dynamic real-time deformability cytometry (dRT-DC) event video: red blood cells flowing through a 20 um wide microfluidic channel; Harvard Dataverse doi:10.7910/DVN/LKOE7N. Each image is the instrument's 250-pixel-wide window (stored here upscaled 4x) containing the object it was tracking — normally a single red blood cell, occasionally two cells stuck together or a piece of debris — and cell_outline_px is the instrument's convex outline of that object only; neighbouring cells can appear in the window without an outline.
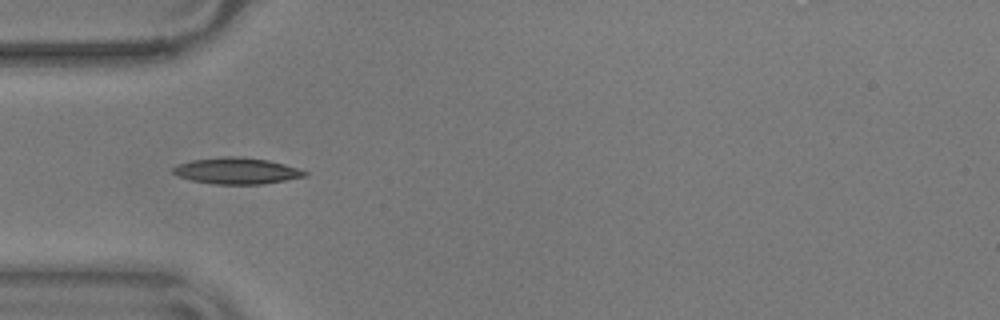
{"species": "common noctule bat (a hibernating species)", "species_latin": "Nyctalus noctula", "temperature_condition": "warm", "stored_images_in_passage": 55, "camera_frame_rate_fps": 3000, "um_per_image_px": 0.085, "animal": {"sex": "male", "body_mass_g": 17.9}, "frame": {"image": 1, "passage_image": 16, "time_ms": 5.0, "image_size_px": [1000, 320], "cell_outline_px": [[308, 176], [264, 184], [216, 184], [192, 180], [180, 176], [172, 172], [172, 168], [180, 164], [192, 160], [224, 156], [240, 156], [268, 160], [284, 164], [308, 172]], "centroid_in_image_um": [20.15, 14.52], "position_along_channel_um": 64.8, "area_um2": 20.06}}
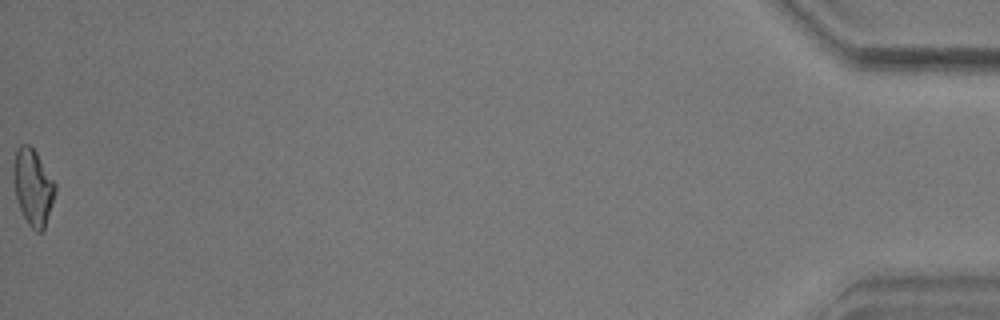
{"frame": {"image": 2, "passage_image": 55, "time_ms": 18.0, "image_size_px": [1000, 320], "cell_outline_px": [[56, 192], [44, 228], [40, 232], [36, 232], [28, 224], [20, 208], [16, 196], [12, 176], [12, 164], [16, 148], [20, 144], [28, 144], [36, 152], [56, 184]], "centroid_in_image_um": [2.78, 15.86], "position_along_channel_um": 432.4, "area_um2": 18.55}, "authors_computed_cell_mechanics": {"area_um2": 18.207, "velocity_mm_per_s": 3.6071, "shape_relaxation_time_tau1_ms": 6.933, "shape_relaxation_time_tau2_ms": 2.0912, "deformation_change_tau1": 0.1802, "deformation_change_tau2": 0.0922}}